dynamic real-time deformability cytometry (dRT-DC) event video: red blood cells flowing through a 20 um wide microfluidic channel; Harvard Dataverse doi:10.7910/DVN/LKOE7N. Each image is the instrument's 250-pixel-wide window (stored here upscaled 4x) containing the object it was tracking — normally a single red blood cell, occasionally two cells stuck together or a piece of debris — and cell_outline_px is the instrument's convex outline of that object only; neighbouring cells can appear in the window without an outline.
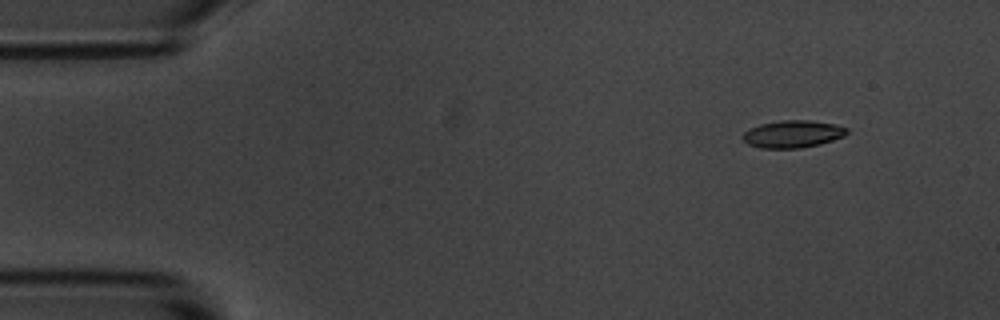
{"species": "common noctule bat (a hibernating species)", "species_latin": "Nyctalus noctula", "temperature_condition": "room temperature", "stored_images_in_passage": 6, "camera_frame_rate_fps": 3000, "um_per_image_px": 0.085, "animal": {"sex": "male", "body_mass_g": 20.1, "forearm_length_mm": 53.5}, "frame": {"image": 1, "passage_image": 2, "time_ms": 1.333, "image_size_px": [1000, 320], "cell_outline_px": [[848, 132], [844, 136], [820, 144], [800, 148], [760, 148], [748, 144], [744, 140], [744, 132], [760, 124], [780, 120], [808, 120], [836, 124], [848, 128]], "centroid_in_image_um": [67.41, 11.39], "position_along_channel_um": 17.6, "area_um2": 16.47}}